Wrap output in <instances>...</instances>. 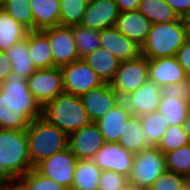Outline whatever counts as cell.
<instances>
[{"label": "cell", "instance_id": "cell-1", "mask_svg": "<svg viewBox=\"0 0 190 190\" xmlns=\"http://www.w3.org/2000/svg\"><path fill=\"white\" fill-rule=\"evenodd\" d=\"M42 117V107L28 88L27 79L11 73L0 85V129L26 130Z\"/></svg>", "mask_w": 190, "mask_h": 190}, {"label": "cell", "instance_id": "cell-2", "mask_svg": "<svg viewBox=\"0 0 190 190\" xmlns=\"http://www.w3.org/2000/svg\"><path fill=\"white\" fill-rule=\"evenodd\" d=\"M32 169L25 130L0 129V182L15 184Z\"/></svg>", "mask_w": 190, "mask_h": 190}, {"label": "cell", "instance_id": "cell-3", "mask_svg": "<svg viewBox=\"0 0 190 190\" xmlns=\"http://www.w3.org/2000/svg\"><path fill=\"white\" fill-rule=\"evenodd\" d=\"M189 38L185 19L174 22L152 24L145 43L140 47L141 55L147 59L173 57Z\"/></svg>", "mask_w": 190, "mask_h": 190}, {"label": "cell", "instance_id": "cell-4", "mask_svg": "<svg viewBox=\"0 0 190 190\" xmlns=\"http://www.w3.org/2000/svg\"><path fill=\"white\" fill-rule=\"evenodd\" d=\"M25 132L33 168L53 154L68 148L69 136L42 117L33 120Z\"/></svg>", "mask_w": 190, "mask_h": 190}, {"label": "cell", "instance_id": "cell-5", "mask_svg": "<svg viewBox=\"0 0 190 190\" xmlns=\"http://www.w3.org/2000/svg\"><path fill=\"white\" fill-rule=\"evenodd\" d=\"M42 118L68 136L91 123L80 97L65 92L42 107Z\"/></svg>", "mask_w": 190, "mask_h": 190}, {"label": "cell", "instance_id": "cell-6", "mask_svg": "<svg viewBox=\"0 0 190 190\" xmlns=\"http://www.w3.org/2000/svg\"><path fill=\"white\" fill-rule=\"evenodd\" d=\"M166 170L165 155L157 147H149L134 154L128 184L133 188L148 190Z\"/></svg>", "mask_w": 190, "mask_h": 190}, {"label": "cell", "instance_id": "cell-7", "mask_svg": "<svg viewBox=\"0 0 190 190\" xmlns=\"http://www.w3.org/2000/svg\"><path fill=\"white\" fill-rule=\"evenodd\" d=\"M148 80V59L143 55H139L135 59L122 61L109 84L118 96L123 99Z\"/></svg>", "mask_w": 190, "mask_h": 190}, {"label": "cell", "instance_id": "cell-8", "mask_svg": "<svg viewBox=\"0 0 190 190\" xmlns=\"http://www.w3.org/2000/svg\"><path fill=\"white\" fill-rule=\"evenodd\" d=\"M60 69L65 93L80 97L89 90L105 84L84 59H78Z\"/></svg>", "mask_w": 190, "mask_h": 190}, {"label": "cell", "instance_id": "cell-9", "mask_svg": "<svg viewBox=\"0 0 190 190\" xmlns=\"http://www.w3.org/2000/svg\"><path fill=\"white\" fill-rule=\"evenodd\" d=\"M77 161L78 159L68 147L41 161L34 168L41 175L52 179L57 184L70 190Z\"/></svg>", "mask_w": 190, "mask_h": 190}, {"label": "cell", "instance_id": "cell-10", "mask_svg": "<svg viewBox=\"0 0 190 190\" xmlns=\"http://www.w3.org/2000/svg\"><path fill=\"white\" fill-rule=\"evenodd\" d=\"M27 83L29 90L41 107L64 92L60 67L36 69L27 79Z\"/></svg>", "mask_w": 190, "mask_h": 190}, {"label": "cell", "instance_id": "cell-11", "mask_svg": "<svg viewBox=\"0 0 190 190\" xmlns=\"http://www.w3.org/2000/svg\"><path fill=\"white\" fill-rule=\"evenodd\" d=\"M41 31L49 40L56 67H62L79 59L72 26H56Z\"/></svg>", "mask_w": 190, "mask_h": 190}, {"label": "cell", "instance_id": "cell-12", "mask_svg": "<svg viewBox=\"0 0 190 190\" xmlns=\"http://www.w3.org/2000/svg\"><path fill=\"white\" fill-rule=\"evenodd\" d=\"M134 153L118 143L105 142L95 154L93 161L100 170H112L130 176L133 166Z\"/></svg>", "mask_w": 190, "mask_h": 190}, {"label": "cell", "instance_id": "cell-13", "mask_svg": "<svg viewBox=\"0 0 190 190\" xmlns=\"http://www.w3.org/2000/svg\"><path fill=\"white\" fill-rule=\"evenodd\" d=\"M104 144L103 135L95 122L69 135L68 147L78 160L93 159Z\"/></svg>", "mask_w": 190, "mask_h": 190}, {"label": "cell", "instance_id": "cell-14", "mask_svg": "<svg viewBox=\"0 0 190 190\" xmlns=\"http://www.w3.org/2000/svg\"><path fill=\"white\" fill-rule=\"evenodd\" d=\"M80 99L91 122L98 121L122 101L109 83L89 90Z\"/></svg>", "mask_w": 190, "mask_h": 190}, {"label": "cell", "instance_id": "cell-15", "mask_svg": "<svg viewBox=\"0 0 190 190\" xmlns=\"http://www.w3.org/2000/svg\"><path fill=\"white\" fill-rule=\"evenodd\" d=\"M119 14L115 0L88 1L80 25L101 31L115 27Z\"/></svg>", "mask_w": 190, "mask_h": 190}, {"label": "cell", "instance_id": "cell-16", "mask_svg": "<svg viewBox=\"0 0 190 190\" xmlns=\"http://www.w3.org/2000/svg\"><path fill=\"white\" fill-rule=\"evenodd\" d=\"M161 97V87L148 80L136 91L123 98L122 101L129 109L131 115L140 116L158 111Z\"/></svg>", "mask_w": 190, "mask_h": 190}, {"label": "cell", "instance_id": "cell-17", "mask_svg": "<svg viewBox=\"0 0 190 190\" xmlns=\"http://www.w3.org/2000/svg\"><path fill=\"white\" fill-rule=\"evenodd\" d=\"M149 81L160 87L189 79L176 56L148 59Z\"/></svg>", "mask_w": 190, "mask_h": 190}, {"label": "cell", "instance_id": "cell-18", "mask_svg": "<svg viewBox=\"0 0 190 190\" xmlns=\"http://www.w3.org/2000/svg\"><path fill=\"white\" fill-rule=\"evenodd\" d=\"M100 44L121 62L135 59L141 55L140 46L121 34L115 27L100 31Z\"/></svg>", "mask_w": 190, "mask_h": 190}, {"label": "cell", "instance_id": "cell-19", "mask_svg": "<svg viewBox=\"0 0 190 190\" xmlns=\"http://www.w3.org/2000/svg\"><path fill=\"white\" fill-rule=\"evenodd\" d=\"M151 21L138 10L121 12L115 28L140 47L145 43L151 29Z\"/></svg>", "mask_w": 190, "mask_h": 190}, {"label": "cell", "instance_id": "cell-20", "mask_svg": "<svg viewBox=\"0 0 190 190\" xmlns=\"http://www.w3.org/2000/svg\"><path fill=\"white\" fill-rule=\"evenodd\" d=\"M131 113L125 103L121 101L113 109L108 111L95 123L98 125L105 142L118 143Z\"/></svg>", "mask_w": 190, "mask_h": 190}, {"label": "cell", "instance_id": "cell-21", "mask_svg": "<svg viewBox=\"0 0 190 190\" xmlns=\"http://www.w3.org/2000/svg\"><path fill=\"white\" fill-rule=\"evenodd\" d=\"M33 30L60 26V0H30Z\"/></svg>", "mask_w": 190, "mask_h": 190}, {"label": "cell", "instance_id": "cell-22", "mask_svg": "<svg viewBox=\"0 0 190 190\" xmlns=\"http://www.w3.org/2000/svg\"><path fill=\"white\" fill-rule=\"evenodd\" d=\"M83 59L104 83H110L113 80L121 63L109 50L102 47L97 48Z\"/></svg>", "mask_w": 190, "mask_h": 190}, {"label": "cell", "instance_id": "cell-23", "mask_svg": "<svg viewBox=\"0 0 190 190\" xmlns=\"http://www.w3.org/2000/svg\"><path fill=\"white\" fill-rule=\"evenodd\" d=\"M29 54L36 69L56 67L49 40L41 30L29 31Z\"/></svg>", "mask_w": 190, "mask_h": 190}, {"label": "cell", "instance_id": "cell-24", "mask_svg": "<svg viewBox=\"0 0 190 190\" xmlns=\"http://www.w3.org/2000/svg\"><path fill=\"white\" fill-rule=\"evenodd\" d=\"M5 54L11 61L12 73L28 79L36 70L29 54V31L21 41L11 46Z\"/></svg>", "mask_w": 190, "mask_h": 190}, {"label": "cell", "instance_id": "cell-25", "mask_svg": "<svg viewBox=\"0 0 190 190\" xmlns=\"http://www.w3.org/2000/svg\"><path fill=\"white\" fill-rule=\"evenodd\" d=\"M100 168L93 159H80L74 172V178L70 190H98Z\"/></svg>", "mask_w": 190, "mask_h": 190}, {"label": "cell", "instance_id": "cell-26", "mask_svg": "<svg viewBox=\"0 0 190 190\" xmlns=\"http://www.w3.org/2000/svg\"><path fill=\"white\" fill-rule=\"evenodd\" d=\"M118 144L134 154L150 147L143 133L140 116L130 115L125 121Z\"/></svg>", "mask_w": 190, "mask_h": 190}, {"label": "cell", "instance_id": "cell-27", "mask_svg": "<svg viewBox=\"0 0 190 190\" xmlns=\"http://www.w3.org/2000/svg\"><path fill=\"white\" fill-rule=\"evenodd\" d=\"M28 29L18 23L9 13L0 10V51L5 52L11 46L27 36Z\"/></svg>", "mask_w": 190, "mask_h": 190}, {"label": "cell", "instance_id": "cell-28", "mask_svg": "<svg viewBox=\"0 0 190 190\" xmlns=\"http://www.w3.org/2000/svg\"><path fill=\"white\" fill-rule=\"evenodd\" d=\"M152 24L174 22L179 16L165 0H140L138 9Z\"/></svg>", "mask_w": 190, "mask_h": 190}, {"label": "cell", "instance_id": "cell-29", "mask_svg": "<svg viewBox=\"0 0 190 190\" xmlns=\"http://www.w3.org/2000/svg\"><path fill=\"white\" fill-rule=\"evenodd\" d=\"M141 126L150 147H157L169 124L159 111L140 115Z\"/></svg>", "mask_w": 190, "mask_h": 190}, {"label": "cell", "instance_id": "cell-30", "mask_svg": "<svg viewBox=\"0 0 190 190\" xmlns=\"http://www.w3.org/2000/svg\"><path fill=\"white\" fill-rule=\"evenodd\" d=\"M158 111L170 125H183L189 111L186 99L174 95H162Z\"/></svg>", "mask_w": 190, "mask_h": 190}, {"label": "cell", "instance_id": "cell-31", "mask_svg": "<svg viewBox=\"0 0 190 190\" xmlns=\"http://www.w3.org/2000/svg\"><path fill=\"white\" fill-rule=\"evenodd\" d=\"M72 33L77 45V55L79 59H83L101 47L100 31L86 28L79 24L72 26Z\"/></svg>", "mask_w": 190, "mask_h": 190}, {"label": "cell", "instance_id": "cell-32", "mask_svg": "<svg viewBox=\"0 0 190 190\" xmlns=\"http://www.w3.org/2000/svg\"><path fill=\"white\" fill-rule=\"evenodd\" d=\"M166 169L190 179V144L165 153Z\"/></svg>", "mask_w": 190, "mask_h": 190}, {"label": "cell", "instance_id": "cell-33", "mask_svg": "<svg viewBox=\"0 0 190 190\" xmlns=\"http://www.w3.org/2000/svg\"><path fill=\"white\" fill-rule=\"evenodd\" d=\"M88 0H60V26L79 25Z\"/></svg>", "mask_w": 190, "mask_h": 190}, {"label": "cell", "instance_id": "cell-34", "mask_svg": "<svg viewBox=\"0 0 190 190\" xmlns=\"http://www.w3.org/2000/svg\"><path fill=\"white\" fill-rule=\"evenodd\" d=\"M23 190H67L52 179L41 175L35 168L17 180Z\"/></svg>", "mask_w": 190, "mask_h": 190}, {"label": "cell", "instance_id": "cell-35", "mask_svg": "<svg viewBox=\"0 0 190 190\" xmlns=\"http://www.w3.org/2000/svg\"><path fill=\"white\" fill-rule=\"evenodd\" d=\"M3 10L29 31L33 30V16L30 0H4Z\"/></svg>", "mask_w": 190, "mask_h": 190}, {"label": "cell", "instance_id": "cell-36", "mask_svg": "<svg viewBox=\"0 0 190 190\" xmlns=\"http://www.w3.org/2000/svg\"><path fill=\"white\" fill-rule=\"evenodd\" d=\"M187 144L190 141L183 125H170L157 148L165 154Z\"/></svg>", "mask_w": 190, "mask_h": 190}, {"label": "cell", "instance_id": "cell-37", "mask_svg": "<svg viewBox=\"0 0 190 190\" xmlns=\"http://www.w3.org/2000/svg\"><path fill=\"white\" fill-rule=\"evenodd\" d=\"M189 179L183 175L166 170L148 190H183Z\"/></svg>", "mask_w": 190, "mask_h": 190}, {"label": "cell", "instance_id": "cell-38", "mask_svg": "<svg viewBox=\"0 0 190 190\" xmlns=\"http://www.w3.org/2000/svg\"><path fill=\"white\" fill-rule=\"evenodd\" d=\"M128 177L112 170H101L98 190H126Z\"/></svg>", "mask_w": 190, "mask_h": 190}, {"label": "cell", "instance_id": "cell-39", "mask_svg": "<svg viewBox=\"0 0 190 190\" xmlns=\"http://www.w3.org/2000/svg\"><path fill=\"white\" fill-rule=\"evenodd\" d=\"M162 95H174L188 100L190 96V79L161 87Z\"/></svg>", "mask_w": 190, "mask_h": 190}, {"label": "cell", "instance_id": "cell-40", "mask_svg": "<svg viewBox=\"0 0 190 190\" xmlns=\"http://www.w3.org/2000/svg\"><path fill=\"white\" fill-rule=\"evenodd\" d=\"M176 58L184 69V71L190 76V39L188 38L185 43L178 50Z\"/></svg>", "mask_w": 190, "mask_h": 190}, {"label": "cell", "instance_id": "cell-41", "mask_svg": "<svg viewBox=\"0 0 190 190\" xmlns=\"http://www.w3.org/2000/svg\"><path fill=\"white\" fill-rule=\"evenodd\" d=\"M179 18L185 19L190 14V0H165Z\"/></svg>", "mask_w": 190, "mask_h": 190}, {"label": "cell", "instance_id": "cell-42", "mask_svg": "<svg viewBox=\"0 0 190 190\" xmlns=\"http://www.w3.org/2000/svg\"><path fill=\"white\" fill-rule=\"evenodd\" d=\"M12 73L11 61L5 54L0 51V85L6 81L8 76Z\"/></svg>", "mask_w": 190, "mask_h": 190}, {"label": "cell", "instance_id": "cell-43", "mask_svg": "<svg viewBox=\"0 0 190 190\" xmlns=\"http://www.w3.org/2000/svg\"><path fill=\"white\" fill-rule=\"evenodd\" d=\"M139 1L140 0H115L120 13L125 11L137 10Z\"/></svg>", "mask_w": 190, "mask_h": 190}, {"label": "cell", "instance_id": "cell-44", "mask_svg": "<svg viewBox=\"0 0 190 190\" xmlns=\"http://www.w3.org/2000/svg\"><path fill=\"white\" fill-rule=\"evenodd\" d=\"M183 128L185 129L186 133L188 134V138L190 141V111H188L187 116L183 122Z\"/></svg>", "mask_w": 190, "mask_h": 190}, {"label": "cell", "instance_id": "cell-45", "mask_svg": "<svg viewBox=\"0 0 190 190\" xmlns=\"http://www.w3.org/2000/svg\"><path fill=\"white\" fill-rule=\"evenodd\" d=\"M2 190H23L22 187L18 184H6Z\"/></svg>", "mask_w": 190, "mask_h": 190}, {"label": "cell", "instance_id": "cell-46", "mask_svg": "<svg viewBox=\"0 0 190 190\" xmlns=\"http://www.w3.org/2000/svg\"><path fill=\"white\" fill-rule=\"evenodd\" d=\"M186 24H187V29H188V36L190 39V14L185 18Z\"/></svg>", "mask_w": 190, "mask_h": 190}, {"label": "cell", "instance_id": "cell-47", "mask_svg": "<svg viewBox=\"0 0 190 190\" xmlns=\"http://www.w3.org/2000/svg\"><path fill=\"white\" fill-rule=\"evenodd\" d=\"M183 190H190V179L187 181V183L184 186Z\"/></svg>", "mask_w": 190, "mask_h": 190}, {"label": "cell", "instance_id": "cell-48", "mask_svg": "<svg viewBox=\"0 0 190 190\" xmlns=\"http://www.w3.org/2000/svg\"><path fill=\"white\" fill-rule=\"evenodd\" d=\"M126 190H143V189H138V188H133V187L128 186V187L126 188Z\"/></svg>", "mask_w": 190, "mask_h": 190}, {"label": "cell", "instance_id": "cell-49", "mask_svg": "<svg viewBox=\"0 0 190 190\" xmlns=\"http://www.w3.org/2000/svg\"><path fill=\"white\" fill-rule=\"evenodd\" d=\"M3 2H4V0H0V10L3 9Z\"/></svg>", "mask_w": 190, "mask_h": 190}, {"label": "cell", "instance_id": "cell-50", "mask_svg": "<svg viewBox=\"0 0 190 190\" xmlns=\"http://www.w3.org/2000/svg\"><path fill=\"white\" fill-rule=\"evenodd\" d=\"M5 185H6L5 183L0 182V190H2Z\"/></svg>", "mask_w": 190, "mask_h": 190}, {"label": "cell", "instance_id": "cell-51", "mask_svg": "<svg viewBox=\"0 0 190 190\" xmlns=\"http://www.w3.org/2000/svg\"><path fill=\"white\" fill-rule=\"evenodd\" d=\"M187 102H188V108H189V111H190V96H189Z\"/></svg>", "mask_w": 190, "mask_h": 190}]
</instances>
